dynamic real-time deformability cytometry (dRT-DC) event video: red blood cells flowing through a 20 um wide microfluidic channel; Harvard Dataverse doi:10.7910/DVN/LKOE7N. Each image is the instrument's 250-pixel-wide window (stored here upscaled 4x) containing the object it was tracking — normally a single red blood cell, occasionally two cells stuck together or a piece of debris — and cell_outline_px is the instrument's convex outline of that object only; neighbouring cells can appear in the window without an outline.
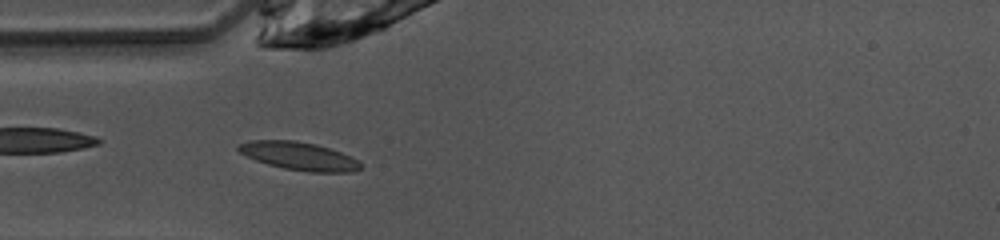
{"species": "common noctule bat (a hibernating species)", "species_latin": "Nyctalus noctula", "temperature_condition": "warm", "stored_images_in_passage": 47, "camera_frame_rate_fps": 3000, "um_per_image_px": 0.085, "animal": {"sex": "female", "body_mass_g": 10.0, "forearm_length_mm": 53.1}, "frame": {"image": 1, "passage_image": 12, "time_ms": 3.667, "image_size_px": [1000, 240], "cell_outline_px": [[364, 164], [360, 168], [352, 172], [308, 172], [284, 168], [268, 164], [256, 160], [240, 152], [236, 148], [236, 144], [248, 140], [296, 140], [316, 144], [340, 152], [360, 160]], "centroid_in_image_um": [25.42, 13.26], "position_along_channel_um": 59.6, "area_um2": 20.11}}
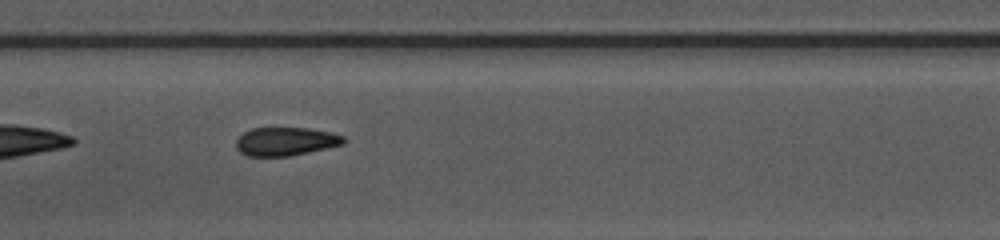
{"frame": {"image": 2, "passage_image": 21, "time_ms": 6.667, "image_size_px": [1000, 240], "cell_outline_px": [[344, 144], [308, 152], [288, 156], [248, 156], [240, 152], [236, 148], [236, 140], [244, 132], [252, 128], [308, 128], [332, 132], [344, 136]], "centroid_in_image_um": [24.27, 12.02], "position_along_channel_um": 183.1, "area_um2": 17.74}}
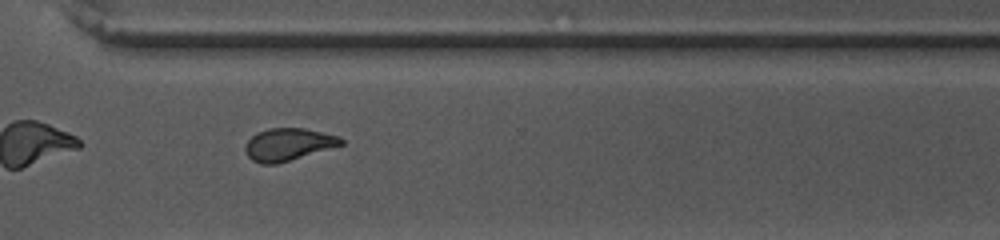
{"frame": {"image": 3, "passage_image": 33, "time_ms": 10.667, "image_size_px": [1000, 240], "cell_outline_px": [[344, 144], [276, 164], [260, 164], [252, 160], [248, 156], [244, 148], [244, 144], [256, 132], [268, 128], [304, 128], [340, 136], [344, 140]], "centroid_in_image_um": [24.48, 12.26], "position_along_channel_um": 346.1, "area_um2": 18.09}, "authors_computed_cell_mechanics": {"area_um2": 18.496, "velocity_mm_per_s": 4.0891, "shape_relaxation_time_tau1_ms": 6.3958, "shape_relaxation_time_tau2_ms": 1.3267, "deformation_change_tau1": 0.1867, "deformation_change_tau2": 0.0891}}